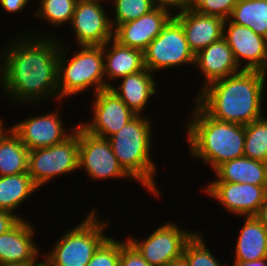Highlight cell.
<instances>
[{
	"label": "cell",
	"instance_id": "cell-30",
	"mask_svg": "<svg viewBox=\"0 0 267 266\" xmlns=\"http://www.w3.org/2000/svg\"><path fill=\"white\" fill-rule=\"evenodd\" d=\"M201 232L198 230L184 247L182 257L188 266H228L221 264L216 255L214 256L213 251L204 242L205 237Z\"/></svg>",
	"mask_w": 267,
	"mask_h": 266
},
{
	"label": "cell",
	"instance_id": "cell-36",
	"mask_svg": "<svg viewBox=\"0 0 267 266\" xmlns=\"http://www.w3.org/2000/svg\"><path fill=\"white\" fill-rule=\"evenodd\" d=\"M20 219L8 211L0 210V234L11 229Z\"/></svg>",
	"mask_w": 267,
	"mask_h": 266
},
{
	"label": "cell",
	"instance_id": "cell-27",
	"mask_svg": "<svg viewBox=\"0 0 267 266\" xmlns=\"http://www.w3.org/2000/svg\"><path fill=\"white\" fill-rule=\"evenodd\" d=\"M39 6L33 12L35 19L45 21L60 29L70 25L77 0H37ZM44 20V21H42ZM68 23V24H67ZM63 25V26H62ZM60 27V28H59Z\"/></svg>",
	"mask_w": 267,
	"mask_h": 266
},
{
	"label": "cell",
	"instance_id": "cell-20",
	"mask_svg": "<svg viewBox=\"0 0 267 266\" xmlns=\"http://www.w3.org/2000/svg\"><path fill=\"white\" fill-rule=\"evenodd\" d=\"M156 75L147 68L129 74L114 83L110 89L114 91L119 98L136 114L146 115L144 110L148 106L151 98L157 97L158 87L155 82ZM117 84V85H115Z\"/></svg>",
	"mask_w": 267,
	"mask_h": 266
},
{
	"label": "cell",
	"instance_id": "cell-24",
	"mask_svg": "<svg viewBox=\"0 0 267 266\" xmlns=\"http://www.w3.org/2000/svg\"><path fill=\"white\" fill-rule=\"evenodd\" d=\"M39 190L28 172L0 176V210L13 213L19 219H25L16 211L25 200L28 201Z\"/></svg>",
	"mask_w": 267,
	"mask_h": 266
},
{
	"label": "cell",
	"instance_id": "cell-28",
	"mask_svg": "<svg viewBox=\"0 0 267 266\" xmlns=\"http://www.w3.org/2000/svg\"><path fill=\"white\" fill-rule=\"evenodd\" d=\"M244 156L267 163V119L245 125Z\"/></svg>",
	"mask_w": 267,
	"mask_h": 266
},
{
	"label": "cell",
	"instance_id": "cell-14",
	"mask_svg": "<svg viewBox=\"0 0 267 266\" xmlns=\"http://www.w3.org/2000/svg\"><path fill=\"white\" fill-rule=\"evenodd\" d=\"M100 2L77 1L70 26L78 46H102L113 39L111 13Z\"/></svg>",
	"mask_w": 267,
	"mask_h": 266
},
{
	"label": "cell",
	"instance_id": "cell-17",
	"mask_svg": "<svg viewBox=\"0 0 267 266\" xmlns=\"http://www.w3.org/2000/svg\"><path fill=\"white\" fill-rule=\"evenodd\" d=\"M173 17L168 10L156 7L136 20L119 24L113 39L119 44L144 51Z\"/></svg>",
	"mask_w": 267,
	"mask_h": 266
},
{
	"label": "cell",
	"instance_id": "cell-10",
	"mask_svg": "<svg viewBox=\"0 0 267 266\" xmlns=\"http://www.w3.org/2000/svg\"><path fill=\"white\" fill-rule=\"evenodd\" d=\"M92 181L132 178L124 171L106 138L92 135L79 125L78 170Z\"/></svg>",
	"mask_w": 267,
	"mask_h": 266
},
{
	"label": "cell",
	"instance_id": "cell-21",
	"mask_svg": "<svg viewBox=\"0 0 267 266\" xmlns=\"http://www.w3.org/2000/svg\"><path fill=\"white\" fill-rule=\"evenodd\" d=\"M102 46L106 88H110L116 81L118 83L119 79L145 68L143 51L123 46L114 39Z\"/></svg>",
	"mask_w": 267,
	"mask_h": 266
},
{
	"label": "cell",
	"instance_id": "cell-4",
	"mask_svg": "<svg viewBox=\"0 0 267 266\" xmlns=\"http://www.w3.org/2000/svg\"><path fill=\"white\" fill-rule=\"evenodd\" d=\"M153 121L147 115H136L126 123L108 141L120 166L142 188L161 197V190L157 186V163L151 159L153 142ZM134 179V180H133Z\"/></svg>",
	"mask_w": 267,
	"mask_h": 266
},
{
	"label": "cell",
	"instance_id": "cell-39",
	"mask_svg": "<svg viewBox=\"0 0 267 266\" xmlns=\"http://www.w3.org/2000/svg\"><path fill=\"white\" fill-rule=\"evenodd\" d=\"M0 118V141L1 139L12 129L11 126L6 128L5 122L6 120Z\"/></svg>",
	"mask_w": 267,
	"mask_h": 266
},
{
	"label": "cell",
	"instance_id": "cell-2",
	"mask_svg": "<svg viewBox=\"0 0 267 266\" xmlns=\"http://www.w3.org/2000/svg\"><path fill=\"white\" fill-rule=\"evenodd\" d=\"M266 78L264 71L242 70L210 83L194 101L214 119L247 125L265 114Z\"/></svg>",
	"mask_w": 267,
	"mask_h": 266
},
{
	"label": "cell",
	"instance_id": "cell-22",
	"mask_svg": "<svg viewBox=\"0 0 267 266\" xmlns=\"http://www.w3.org/2000/svg\"><path fill=\"white\" fill-rule=\"evenodd\" d=\"M244 224L237 235L234 262L267 258V227L256 217H241Z\"/></svg>",
	"mask_w": 267,
	"mask_h": 266
},
{
	"label": "cell",
	"instance_id": "cell-16",
	"mask_svg": "<svg viewBox=\"0 0 267 266\" xmlns=\"http://www.w3.org/2000/svg\"><path fill=\"white\" fill-rule=\"evenodd\" d=\"M36 225L20 219L7 232L0 234V263L36 266L43 253L34 240ZM39 256V258H38Z\"/></svg>",
	"mask_w": 267,
	"mask_h": 266
},
{
	"label": "cell",
	"instance_id": "cell-13",
	"mask_svg": "<svg viewBox=\"0 0 267 266\" xmlns=\"http://www.w3.org/2000/svg\"><path fill=\"white\" fill-rule=\"evenodd\" d=\"M202 188L206 196L219 202L226 211L238 217L256 216L267 195V185L210 181Z\"/></svg>",
	"mask_w": 267,
	"mask_h": 266
},
{
	"label": "cell",
	"instance_id": "cell-31",
	"mask_svg": "<svg viewBox=\"0 0 267 266\" xmlns=\"http://www.w3.org/2000/svg\"><path fill=\"white\" fill-rule=\"evenodd\" d=\"M120 240L109 236L94 252L86 266H119Z\"/></svg>",
	"mask_w": 267,
	"mask_h": 266
},
{
	"label": "cell",
	"instance_id": "cell-19",
	"mask_svg": "<svg viewBox=\"0 0 267 266\" xmlns=\"http://www.w3.org/2000/svg\"><path fill=\"white\" fill-rule=\"evenodd\" d=\"M183 27L190 50L196 55L199 51L223 37L225 20L189 9L173 15Z\"/></svg>",
	"mask_w": 267,
	"mask_h": 266
},
{
	"label": "cell",
	"instance_id": "cell-7",
	"mask_svg": "<svg viewBox=\"0 0 267 266\" xmlns=\"http://www.w3.org/2000/svg\"><path fill=\"white\" fill-rule=\"evenodd\" d=\"M79 124L75 132L62 143L29 151L28 173L41 190L50 181L78 171Z\"/></svg>",
	"mask_w": 267,
	"mask_h": 266
},
{
	"label": "cell",
	"instance_id": "cell-40",
	"mask_svg": "<svg viewBox=\"0 0 267 266\" xmlns=\"http://www.w3.org/2000/svg\"><path fill=\"white\" fill-rule=\"evenodd\" d=\"M166 266H188L186 260L181 257L179 259L173 260L172 262L168 263Z\"/></svg>",
	"mask_w": 267,
	"mask_h": 266
},
{
	"label": "cell",
	"instance_id": "cell-43",
	"mask_svg": "<svg viewBox=\"0 0 267 266\" xmlns=\"http://www.w3.org/2000/svg\"><path fill=\"white\" fill-rule=\"evenodd\" d=\"M77 1L100 2V3H103L104 4V1H107V0H77ZM108 2H111V1L108 0Z\"/></svg>",
	"mask_w": 267,
	"mask_h": 266
},
{
	"label": "cell",
	"instance_id": "cell-11",
	"mask_svg": "<svg viewBox=\"0 0 267 266\" xmlns=\"http://www.w3.org/2000/svg\"><path fill=\"white\" fill-rule=\"evenodd\" d=\"M59 111L57 108L52 112L31 115L11 128L29 151L62 143L75 132L79 123L67 128Z\"/></svg>",
	"mask_w": 267,
	"mask_h": 266
},
{
	"label": "cell",
	"instance_id": "cell-35",
	"mask_svg": "<svg viewBox=\"0 0 267 266\" xmlns=\"http://www.w3.org/2000/svg\"><path fill=\"white\" fill-rule=\"evenodd\" d=\"M33 2L31 0H0V8L5 11L7 14H19L22 12L28 4Z\"/></svg>",
	"mask_w": 267,
	"mask_h": 266
},
{
	"label": "cell",
	"instance_id": "cell-8",
	"mask_svg": "<svg viewBox=\"0 0 267 266\" xmlns=\"http://www.w3.org/2000/svg\"><path fill=\"white\" fill-rule=\"evenodd\" d=\"M143 56L145 68L154 74L195 63V55L189 48L183 27L174 17L143 51Z\"/></svg>",
	"mask_w": 267,
	"mask_h": 266
},
{
	"label": "cell",
	"instance_id": "cell-38",
	"mask_svg": "<svg viewBox=\"0 0 267 266\" xmlns=\"http://www.w3.org/2000/svg\"><path fill=\"white\" fill-rule=\"evenodd\" d=\"M232 266H267V258L250 262H233Z\"/></svg>",
	"mask_w": 267,
	"mask_h": 266
},
{
	"label": "cell",
	"instance_id": "cell-3",
	"mask_svg": "<svg viewBox=\"0 0 267 266\" xmlns=\"http://www.w3.org/2000/svg\"><path fill=\"white\" fill-rule=\"evenodd\" d=\"M193 102L184 125L188 154L212 171L225 161L243 157L245 125L214 119Z\"/></svg>",
	"mask_w": 267,
	"mask_h": 266
},
{
	"label": "cell",
	"instance_id": "cell-41",
	"mask_svg": "<svg viewBox=\"0 0 267 266\" xmlns=\"http://www.w3.org/2000/svg\"><path fill=\"white\" fill-rule=\"evenodd\" d=\"M2 84V51L0 52V89Z\"/></svg>",
	"mask_w": 267,
	"mask_h": 266
},
{
	"label": "cell",
	"instance_id": "cell-12",
	"mask_svg": "<svg viewBox=\"0 0 267 266\" xmlns=\"http://www.w3.org/2000/svg\"><path fill=\"white\" fill-rule=\"evenodd\" d=\"M89 121H81L79 125L88 133L109 139L126 125L136 114L110 88L103 89L93 95Z\"/></svg>",
	"mask_w": 267,
	"mask_h": 266
},
{
	"label": "cell",
	"instance_id": "cell-25",
	"mask_svg": "<svg viewBox=\"0 0 267 266\" xmlns=\"http://www.w3.org/2000/svg\"><path fill=\"white\" fill-rule=\"evenodd\" d=\"M28 148L11 129L0 141V176L28 171Z\"/></svg>",
	"mask_w": 267,
	"mask_h": 266
},
{
	"label": "cell",
	"instance_id": "cell-33",
	"mask_svg": "<svg viewBox=\"0 0 267 266\" xmlns=\"http://www.w3.org/2000/svg\"><path fill=\"white\" fill-rule=\"evenodd\" d=\"M119 266H152L150 265L137 249L125 238L120 240V259Z\"/></svg>",
	"mask_w": 267,
	"mask_h": 266
},
{
	"label": "cell",
	"instance_id": "cell-32",
	"mask_svg": "<svg viewBox=\"0 0 267 266\" xmlns=\"http://www.w3.org/2000/svg\"><path fill=\"white\" fill-rule=\"evenodd\" d=\"M238 0H195L193 9L200 14L227 20Z\"/></svg>",
	"mask_w": 267,
	"mask_h": 266
},
{
	"label": "cell",
	"instance_id": "cell-23",
	"mask_svg": "<svg viewBox=\"0 0 267 266\" xmlns=\"http://www.w3.org/2000/svg\"><path fill=\"white\" fill-rule=\"evenodd\" d=\"M212 173L211 181L267 185V163L245 156L223 162Z\"/></svg>",
	"mask_w": 267,
	"mask_h": 266
},
{
	"label": "cell",
	"instance_id": "cell-26",
	"mask_svg": "<svg viewBox=\"0 0 267 266\" xmlns=\"http://www.w3.org/2000/svg\"><path fill=\"white\" fill-rule=\"evenodd\" d=\"M228 19L267 39V0H238Z\"/></svg>",
	"mask_w": 267,
	"mask_h": 266
},
{
	"label": "cell",
	"instance_id": "cell-9",
	"mask_svg": "<svg viewBox=\"0 0 267 266\" xmlns=\"http://www.w3.org/2000/svg\"><path fill=\"white\" fill-rule=\"evenodd\" d=\"M178 225L174 221H168L154 229L146 238H134L135 235L126 238L150 265L166 266L183 256L186 243L197 232Z\"/></svg>",
	"mask_w": 267,
	"mask_h": 266
},
{
	"label": "cell",
	"instance_id": "cell-5",
	"mask_svg": "<svg viewBox=\"0 0 267 266\" xmlns=\"http://www.w3.org/2000/svg\"><path fill=\"white\" fill-rule=\"evenodd\" d=\"M58 37L61 43L58 54L59 102L88 93L89 89L93 91L92 95L106 89L103 46H78L75 54L68 55L72 44L67 46L65 39Z\"/></svg>",
	"mask_w": 267,
	"mask_h": 266
},
{
	"label": "cell",
	"instance_id": "cell-1",
	"mask_svg": "<svg viewBox=\"0 0 267 266\" xmlns=\"http://www.w3.org/2000/svg\"><path fill=\"white\" fill-rule=\"evenodd\" d=\"M30 30L8 38L2 49V84L0 92L12 106L37 107L44 100H57L58 35ZM40 34V35H39ZM55 37H54V36ZM57 37V38H56ZM4 47V48H3ZM53 99V100H52Z\"/></svg>",
	"mask_w": 267,
	"mask_h": 266
},
{
	"label": "cell",
	"instance_id": "cell-34",
	"mask_svg": "<svg viewBox=\"0 0 267 266\" xmlns=\"http://www.w3.org/2000/svg\"><path fill=\"white\" fill-rule=\"evenodd\" d=\"M156 7L168 10L172 15L193 9L195 0H154ZM172 10V11H171Z\"/></svg>",
	"mask_w": 267,
	"mask_h": 266
},
{
	"label": "cell",
	"instance_id": "cell-6",
	"mask_svg": "<svg viewBox=\"0 0 267 266\" xmlns=\"http://www.w3.org/2000/svg\"><path fill=\"white\" fill-rule=\"evenodd\" d=\"M97 210L93 208L78 225L55 239L53 248L42 255L46 266H86L89 263L94 252L109 237L105 230L111 221L98 215Z\"/></svg>",
	"mask_w": 267,
	"mask_h": 266
},
{
	"label": "cell",
	"instance_id": "cell-37",
	"mask_svg": "<svg viewBox=\"0 0 267 266\" xmlns=\"http://www.w3.org/2000/svg\"><path fill=\"white\" fill-rule=\"evenodd\" d=\"M256 217L267 227V195L261 204L259 212Z\"/></svg>",
	"mask_w": 267,
	"mask_h": 266
},
{
	"label": "cell",
	"instance_id": "cell-18",
	"mask_svg": "<svg viewBox=\"0 0 267 266\" xmlns=\"http://www.w3.org/2000/svg\"><path fill=\"white\" fill-rule=\"evenodd\" d=\"M194 65L203 76L201 88L196 91L198 93L210 83L242 71L223 37L199 51L195 55Z\"/></svg>",
	"mask_w": 267,
	"mask_h": 266
},
{
	"label": "cell",
	"instance_id": "cell-42",
	"mask_svg": "<svg viewBox=\"0 0 267 266\" xmlns=\"http://www.w3.org/2000/svg\"><path fill=\"white\" fill-rule=\"evenodd\" d=\"M0 266H24V265L12 264V263H0Z\"/></svg>",
	"mask_w": 267,
	"mask_h": 266
},
{
	"label": "cell",
	"instance_id": "cell-44",
	"mask_svg": "<svg viewBox=\"0 0 267 266\" xmlns=\"http://www.w3.org/2000/svg\"><path fill=\"white\" fill-rule=\"evenodd\" d=\"M36 266H46V264L41 259V262L39 264H37Z\"/></svg>",
	"mask_w": 267,
	"mask_h": 266
},
{
	"label": "cell",
	"instance_id": "cell-15",
	"mask_svg": "<svg viewBox=\"0 0 267 266\" xmlns=\"http://www.w3.org/2000/svg\"><path fill=\"white\" fill-rule=\"evenodd\" d=\"M223 38L231 48L242 70H259L267 73V39L251 28L225 20ZM246 62V63H245Z\"/></svg>",
	"mask_w": 267,
	"mask_h": 266
},
{
	"label": "cell",
	"instance_id": "cell-29",
	"mask_svg": "<svg viewBox=\"0 0 267 266\" xmlns=\"http://www.w3.org/2000/svg\"><path fill=\"white\" fill-rule=\"evenodd\" d=\"M113 13L110 17L113 30L124 22L138 19L156 8L154 0H111Z\"/></svg>",
	"mask_w": 267,
	"mask_h": 266
}]
</instances>
